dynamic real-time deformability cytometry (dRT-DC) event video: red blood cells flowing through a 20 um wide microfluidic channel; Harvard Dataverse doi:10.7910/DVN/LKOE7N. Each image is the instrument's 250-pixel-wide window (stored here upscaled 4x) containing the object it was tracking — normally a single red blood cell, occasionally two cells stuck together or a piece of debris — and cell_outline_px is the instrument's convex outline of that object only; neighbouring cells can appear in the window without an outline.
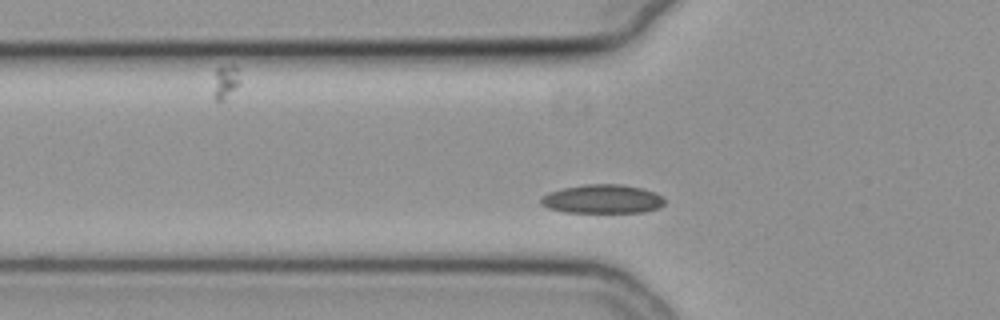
{"species": "common noctule bat (a hibernating species)", "species_latin": "Nyctalus noctula", "temperature_condition": "cold", "stored_images_in_passage": 35, "camera_frame_rate_fps": 3000, "um_per_image_px": 0.085, "animal": {"sex": "female", "body_mass_g": 19.3, "forearm_length_mm": 54.1}, "frame": {"image": 1, "passage_image": 6, "time_ms": 1.667, "image_size_px": [1000, 320], "cell_outline_px": [[664, 204], [660, 208], [644, 212], [564, 212], [548, 208], [540, 204], [540, 196], [548, 192], [560, 188], [584, 184], [620, 184], [640, 188], [656, 192], [664, 196]], "centroid_in_image_um": [51.19, 16.91], "position_along_channel_um": 74.6, "area_um2": 21.1}}
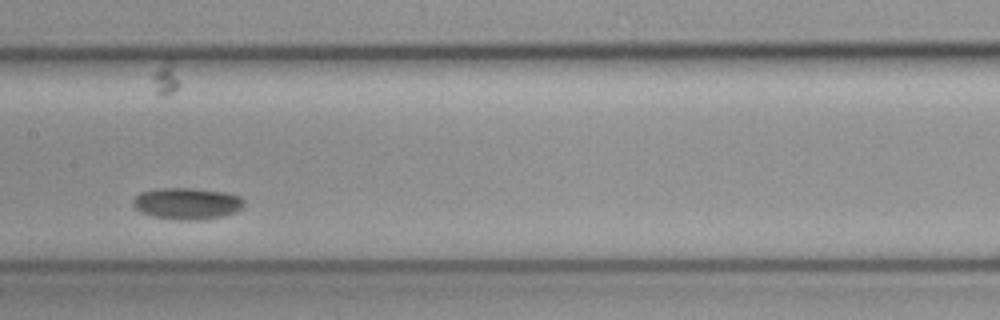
{"frame": {"image": 2, "passage_image": 16, "time_ms": 5.0, "image_size_px": [1000, 320], "cell_outline_px": [[244, 204], [236, 212], [224, 216], [188, 220], [176, 220], [152, 216], [136, 208], [132, 204], [132, 200], [140, 192], [156, 188], [192, 188], [228, 192], [240, 196], [244, 200]], "centroid_in_image_um": [15.91, 17.28], "position_along_channel_um": 191.5, "area_um2": 20.46}}
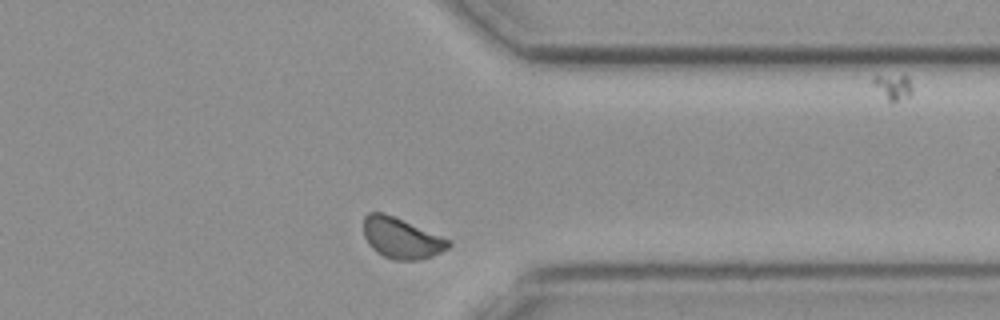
{"frame": {"image": 3, "passage_image": 32, "time_ms": 10.333, "image_size_px": [1000, 320], "cell_outline_px": [[452, 244], [448, 248], [432, 256], [416, 260], [392, 260], [376, 252], [368, 244], [364, 236], [364, 216], [368, 212], [380, 212], [392, 216], [452, 240]], "centroid_in_image_um": [34.11, 20.25], "position_along_channel_um": 377.3, "area_um2": 20.06}}